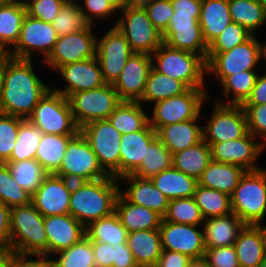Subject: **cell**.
Here are the masks:
<instances>
[{"label": "cell", "mask_w": 266, "mask_h": 267, "mask_svg": "<svg viewBox=\"0 0 266 267\" xmlns=\"http://www.w3.org/2000/svg\"><path fill=\"white\" fill-rule=\"evenodd\" d=\"M230 199L232 213L246 225H263L266 216V169L246 171Z\"/></svg>", "instance_id": "5"}, {"label": "cell", "mask_w": 266, "mask_h": 267, "mask_svg": "<svg viewBox=\"0 0 266 267\" xmlns=\"http://www.w3.org/2000/svg\"><path fill=\"white\" fill-rule=\"evenodd\" d=\"M112 267H138L127 243L114 247V263Z\"/></svg>", "instance_id": "62"}, {"label": "cell", "mask_w": 266, "mask_h": 267, "mask_svg": "<svg viewBox=\"0 0 266 267\" xmlns=\"http://www.w3.org/2000/svg\"><path fill=\"white\" fill-rule=\"evenodd\" d=\"M174 8L173 15L191 16L200 20L202 0H170Z\"/></svg>", "instance_id": "60"}, {"label": "cell", "mask_w": 266, "mask_h": 267, "mask_svg": "<svg viewBox=\"0 0 266 267\" xmlns=\"http://www.w3.org/2000/svg\"><path fill=\"white\" fill-rule=\"evenodd\" d=\"M246 115L248 132L266 147V103L242 105Z\"/></svg>", "instance_id": "53"}, {"label": "cell", "mask_w": 266, "mask_h": 267, "mask_svg": "<svg viewBox=\"0 0 266 267\" xmlns=\"http://www.w3.org/2000/svg\"><path fill=\"white\" fill-rule=\"evenodd\" d=\"M252 34L235 22H231L209 45L207 53H222L248 40Z\"/></svg>", "instance_id": "50"}, {"label": "cell", "mask_w": 266, "mask_h": 267, "mask_svg": "<svg viewBox=\"0 0 266 267\" xmlns=\"http://www.w3.org/2000/svg\"><path fill=\"white\" fill-rule=\"evenodd\" d=\"M26 13L46 23H52L69 0H23Z\"/></svg>", "instance_id": "52"}, {"label": "cell", "mask_w": 266, "mask_h": 267, "mask_svg": "<svg viewBox=\"0 0 266 267\" xmlns=\"http://www.w3.org/2000/svg\"><path fill=\"white\" fill-rule=\"evenodd\" d=\"M58 37L57 31L51 23L26 14L19 39L11 49V56L32 60L33 53L38 52L40 55L42 54L44 62L52 52Z\"/></svg>", "instance_id": "14"}, {"label": "cell", "mask_w": 266, "mask_h": 267, "mask_svg": "<svg viewBox=\"0 0 266 267\" xmlns=\"http://www.w3.org/2000/svg\"><path fill=\"white\" fill-rule=\"evenodd\" d=\"M11 57V49L0 39V63H3Z\"/></svg>", "instance_id": "64"}, {"label": "cell", "mask_w": 266, "mask_h": 267, "mask_svg": "<svg viewBox=\"0 0 266 267\" xmlns=\"http://www.w3.org/2000/svg\"><path fill=\"white\" fill-rule=\"evenodd\" d=\"M205 248L234 245L239 232L246 225L234 213L204 219L202 224Z\"/></svg>", "instance_id": "27"}, {"label": "cell", "mask_w": 266, "mask_h": 267, "mask_svg": "<svg viewBox=\"0 0 266 267\" xmlns=\"http://www.w3.org/2000/svg\"><path fill=\"white\" fill-rule=\"evenodd\" d=\"M147 11L149 19L154 26L161 32L165 33L168 28L170 19L174 14V8L170 0H152L143 5Z\"/></svg>", "instance_id": "54"}, {"label": "cell", "mask_w": 266, "mask_h": 267, "mask_svg": "<svg viewBox=\"0 0 266 267\" xmlns=\"http://www.w3.org/2000/svg\"><path fill=\"white\" fill-rule=\"evenodd\" d=\"M93 25L73 34L59 36L55 46L44 61L55 72L62 66L96 57L97 38L93 34Z\"/></svg>", "instance_id": "15"}, {"label": "cell", "mask_w": 266, "mask_h": 267, "mask_svg": "<svg viewBox=\"0 0 266 267\" xmlns=\"http://www.w3.org/2000/svg\"><path fill=\"white\" fill-rule=\"evenodd\" d=\"M72 184L56 174H48L31 196V203L43 217L69 214Z\"/></svg>", "instance_id": "18"}, {"label": "cell", "mask_w": 266, "mask_h": 267, "mask_svg": "<svg viewBox=\"0 0 266 267\" xmlns=\"http://www.w3.org/2000/svg\"><path fill=\"white\" fill-rule=\"evenodd\" d=\"M47 256L67 249L86 236L85 227L70 214L44 217Z\"/></svg>", "instance_id": "23"}, {"label": "cell", "mask_w": 266, "mask_h": 267, "mask_svg": "<svg viewBox=\"0 0 266 267\" xmlns=\"http://www.w3.org/2000/svg\"><path fill=\"white\" fill-rule=\"evenodd\" d=\"M2 1H15V0H0V2H2Z\"/></svg>", "instance_id": "73"}, {"label": "cell", "mask_w": 266, "mask_h": 267, "mask_svg": "<svg viewBox=\"0 0 266 267\" xmlns=\"http://www.w3.org/2000/svg\"><path fill=\"white\" fill-rule=\"evenodd\" d=\"M257 70L242 71L227 76L220 84L224 100L216 102L227 105H243L249 98L259 76ZM233 94V95H231ZM229 97V98H228Z\"/></svg>", "instance_id": "39"}, {"label": "cell", "mask_w": 266, "mask_h": 267, "mask_svg": "<svg viewBox=\"0 0 266 267\" xmlns=\"http://www.w3.org/2000/svg\"><path fill=\"white\" fill-rule=\"evenodd\" d=\"M261 42L256 35L222 53H207L206 76L213 75L220 83L229 75L248 70H257L261 62Z\"/></svg>", "instance_id": "9"}, {"label": "cell", "mask_w": 266, "mask_h": 267, "mask_svg": "<svg viewBox=\"0 0 266 267\" xmlns=\"http://www.w3.org/2000/svg\"><path fill=\"white\" fill-rule=\"evenodd\" d=\"M120 183L112 176L92 181L73 182L69 214L84 227L115 212Z\"/></svg>", "instance_id": "2"}, {"label": "cell", "mask_w": 266, "mask_h": 267, "mask_svg": "<svg viewBox=\"0 0 266 267\" xmlns=\"http://www.w3.org/2000/svg\"><path fill=\"white\" fill-rule=\"evenodd\" d=\"M211 161V148L204 140L173 154V166L196 180L200 178Z\"/></svg>", "instance_id": "37"}, {"label": "cell", "mask_w": 266, "mask_h": 267, "mask_svg": "<svg viewBox=\"0 0 266 267\" xmlns=\"http://www.w3.org/2000/svg\"><path fill=\"white\" fill-rule=\"evenodd\" d=\"M80 132L96 154L102 169L109 176L119 179L122 134L108 119L89 122L80 128Z\"/></svg>", "instance_id": "12"}, {"label": "cell", "mask_w": 266, "mask_h": 267, "mask_svg": "<svg viewBox=\"0 0 266 267\" xmlns=\"http://www.w3.org/2000/svg\"><path fill=\"white\" fill-rule=\"evenodd\" d=\"M263 6L264 8L266 9V0H258Z\"/></svg>", "instance_id": "72"}, {"label": "cell", "mask_w": 266, "mask_h": 267, "mask_svg": "<svg viewBox=\"0 0 266 267\" xmlns=\"http://www.w3.org/2000/svg\"><path fill=\"white\" fill-rule=\"evenodd\" d=\"M148 1L152 0H127V6H143Z\"/></svg>", "instance_id": "68"}, {"label": "cell", "mask_w": 266, "mask_h": 267, "mask_svg": "<svg viewBox=\"0 0 266 267\" xmlns=\"http://www.w3.org/2000/svg\"><path fill=\"white\" fill-rule=\"evenodd\" d=\"M41 137L42 132L28 119H24L19 126L13 152L6 162L35 159Z\"/></svg>", "instance_id": "45"}, {"label": "cell", "mask_w": 266, "mask_h": 267, "mask_svg": "<svg viewBox=\"0 0 266 267\" xmlns=\"http://www.w3.org/2000/svg\"><path fill=\"white\" fill-rule=\"evenodd\" d=\"M32 61L11 57L2 63L0 113L27 119L52 88L35 74Z\"/></svg>", "instance_id": "1"}, {"label": "cell", "mask_w": 266, "mask_h": 267, "mask_svg": "<svg viewBox=\"0 0 266 267\" xmlns=\"http://www.w3.org/2000/svg\"><path fill=\"white\" fill-rule=\"evenodd\" d=\"M126 186V190L119 192L129 201L136 205L144 206L164 217L168 210L169 199L158 190L151 179L139 178L133 174L122 176L118 179Z\"/></svg>", "instance_id": "24"}, {"label": "cell", "mask_w": 266, "mask_h": 267, "mask_svg": "<svg viewBox=\"0 0 266 267\" xmlns=\"http://www.w3.org/2000/svg\"><path fill=\"white\" fill-rule=\"evenodd\" d=\"M80 4L81 12L89 25H96V19H108L111 15L116 14L118 10L110 3L109 0H83ZM82 4V5H81ZM95 19V20H94ZM95 22V23H94Z\"/></svg>", "instance_id": "55"}, {"label": "cell", "mask_w": 266, "mask_h": 267, "mask_svg": "<svg viewBox=\"0 0 266 267\" xmlns=\"http://www.w3.org/2000/svg\"><path fill=\"white\" fill-rule=\"evenodd\" d=\"M119 11L122 16L112 26L124 35L134 53L151 55L163 43V34L149 19L147 11L143 6H126Z\"/></svg>", "instance_id": "7"}, {"label": "cell", "mask_w": 266, "mask_h": 267, "mask_svg": "<svg viewBox=\"0 0 266 267\" xmlns=\"http://www.w3.org/2000/svg\"><path fill=\"white\" fill-rule=\"evenodd\" d=\"M157 132L148 124L143 130L123 134L120 142L119 178L132 174L147 154Z\"/></svg>", "instance_id": "25"}, {"label": "cell", "mask_w": 266, "mask_h": 267, "mask_svg": "<svg viewBox=\"0 0 266 267\" xmlns=\"http://www.w3.org/2000/svg\"><path fill=\"white\" fill-rule=\"evenodd\" d=\"M24 118L0 113V162L11 156L17 140L19 126Z\"/></svg>", "instance_id": "51"}, {"label": "cell", "mask_w": 266, "mask_h": 267, "mask_svg": "<svg viewBox=\"0 0 266 267\" xmlns=\"http://www.w3.org/2000/svg\"><path fill=\"white\" fill-rule=\"evenodd\" d=\"M67 99L79 128L95 120L107 119L122 101L113 84L76 92Z\"/></svg>", "instance_id": "11"}, {"label": "cell", "mask_w": 266, "mask_h": 267, "mask_svg": "<svg viewBox=\"0 0 266 267\" xmlns=\"http://www.w3.org/2000/svg\"><path fill=\"white\" fill-rule=\"evenodd\" d=\"M10 253L4 248L0 247V267H6V262Z\"/></svg>", "instance_id": "66"}, {"label": "cell", "mask_w": 266, "mask_h": 267, "mask_svg": "<svg viewBox=\"0 0 266 267\" xmlns=\"http://www.w3.org/2000/svg\"><path fill=\"white\" fill-rule=\"evenodd\" d=\"M109 1L118 11L127 6V0H109Z\"/></svg>", "instance_id": "67"}, {"label": "cell", "mask_w": 266, "mask_h": 267, "mask_svg": "<svg viewBox=\"0 0 266 267\" xmlns=\"http://www.w3.org/2000/svg\"><path fill=\"white\" fill-rule=\"evenodd\" d=\"M2 84V63H0V89Z\"/></svg>", "instance_id": "71"}, {"label": "cell", "mask_w": 266, "mask_h": 267, "mask_svg": "<svg viewBox=\"0 0 266 267\" xmlns=\"http://www.w3.org/2000/svg\"><path fill=\"white\" fill-rule=\"evenodd\" d=\"M193 197L204 219L232 213L230 195L224 192L197 184Z\"/></svg>", "instance_id": "43"}, {"label": "cell", "mask_w": 266, "mask_h": 267, "mask_svg": "<svg viewBox=\"0 0 266 267\" xmlns=\"http://www.w3.org/2000/svg\"><path fill=\"white\" fill-rule=\"evenodd\" d=\"M126 243L138 267H155L163 251L159 229L130 232Z\"/></svg>", "instance_id": "30"}, {"label": "cell", "mask_w": 266, "mask_h": 267, "mask_svg": "<svg viewBox=\"0 0 266 267\" xmlns=\"http://www.w3.org/2000/svg\"><path fill=\"white\" fill-rule=\"evenodd\" d=\"M246 171L238 165L212 160L197 181L198 185L231 195Z\"/></svg>", "instance_id": "31"}, {"label": "cell", "mask_w": 266, "mask_h": 267, "mask_svg": "<svg viewBox=\"0 0 266 267\" xmlns=\"http://www.w3.org/2000/svg\"><path fill=\"white\" fill-rule=\"evenodd\" d=\"M189 88L180 80L166 76L157 72L151 67L146 81L145 91L139 102L156 103L186 92Z\"/></svg>", "instance_id": "35"}, {"label": "cell", "mask_w": 266, "mask_h": 267, "mask_svg": "<svg viewBox=\"0 0 266 267\" xmlns=\"http://www.w3.org/2000/svg\"><path fill=\"white\" fill-rule=\"evenodd\" d=\"M85 233L91 241L108 243L114 247L126 243L128 237L127 229L121 224L115 212L91 222L85 227Z\"/></svg>", "instance_id": "41"}, {"label": "cell", "mask_w": 266, "mask_h": 267, "mask_svg": "<svg viewBox=\"0 0 266 267\" xmlns=\"http://www.w3.org/2000/svg\"><path fill=\"white\" fill-rule=\"evenodd\" d=\"M163 219L172 223L192 226H199L200 224L202 226L204 222L194 197L170 200L167 213Z\"/></svg>", "instance_id": "47"}, {"label": "cell", "mask_w": 266, "mask_h": 267, "mask_svg": "<svg viewBox=\"0 0 266 267\" xmlns=\"http://www.w3.org/2000/svg\"><path fill=\"white\" fill-rule=\"evenodd\" d=\"M260 267H266V252H265L264 258L262 259Z\"/></svg>", "instance_id": "70"}, {"label": "cell", "mask_w": 266, "mask_h": 267, "mask_svg": "<svg viewBox=\"0 0 266 267\" xmlns=\"http://www.w3.org/2000/svg\"><path fill=\"white\" fill-rule=\"evenodd\" d=\"M266 103V73L259 74L249 98L243 105H260Z\"/></svg>", "instance_id": "63"}, {"label": "cell", "mask_w": 266, "mask_h": 267, "mask_svg": "<svg viewBox=\"0 0 266 267\" xmlns=\"http://www.w3.org/2000/svg\"><path fill=\"white\" fill-rule=\"evenodd\" d=\"M55 174L71 182L92 181L109 176L80 131L69 140L61 166Z\"/></svg>", "instance_id": "10"}, {"label": "cell", "mask_w": 266, "mask_h": 267, "mask_svg": "<svg viewBox=\"0 0 266 267\" xmlns=\"http://www.w3.org/2000/svg\"><path fill=\"white\" fill-rule=\"evenodd\" d=\"M11 208L0 202V247L11 253Z\"/></svg>", "instance_id": "59"}, {"label": "cell", "mask_w": 266, "mask_h": 267, "mask_svg": "<svg viewBox=\"0 0 266 267\" xmlns=\"http://www.w3.org/2000/svg\"><path fill=\"white\" fill-rule=\"evenodd\" d=\"M26 14L23 0L0 2V39L8 48L17 43Z\"/></svg>", "instance_id": "36"}, {"label": "cell", "mask_w": 266, "mask_h": 267, "mask_svg": "<svg viewBox=\"0 0 266 267\" xmlns=\"http://www.w3.org/2000/svg\"><path fill=\"white\" fill-rule=\"evenodd\" d=\"M129 42L114 26L97 38L96 58L107 84H114L120 77L127 60L133 54Z\"/></svg>", "instance_id": "16"}, {"label": "cell", "mask_w": 266, "mask_h": 267, "mask_svg": "<svg viewBox=\"0 0 266 267\" xmlns=\"http://www.w3.org/2000/svg\"><path fill=\"white\" fill-rule=\"evenodd\" d=\"M151 181L169 200L193 197L198 184L195 178L177 170L174 166L156 174Z\"/></svg>", "instance_id": "33"}, {"label": "cell", "mask_w": 266, "mask_h": 267, "mask_svg": "<svg viewBox=\"0 0 266 267\" xmlns=\"http://www.w3.org/2000/svg\"><path fill=\"white\" fill-rule=\"evenodd\" d=\"M162 219L159 231L163 250L180 252L190 258H202L206 250L203 229Z\"/></svg>", "instance_id": "21"}, {"label": "cell", "mask_w": 266, "mask_h": 267, "mask_svg": "<svg viewBox=\"0 0 266 267\" xmlns=\"http://www.w3.org/2000/svg\"><path fill=\"white\" fill-rule=\"evenodd\" d=\"M52 26L58 36H65L84 30L89 24L86 22L76 0H69L52 21Z\"/></svg>", "instance_id": "48"}, {"label": "cell", "mask_w": 266, "mask_h": 267, "mask_svg": "<svg viewBox=\"0 0 266 267\" xmlns=\"http://www.w3.org/2000/svg\"><path fill=\"white\" fill-rule=\"evenodd\" d=\"M233 246L240 267H260L266 252L264 225H245Z\"/></svg>", "instance_id": "26"}, {"label": "cell", "mask_w": 266, "mask_h": 267, "mask_svg": "<svg viewBox=\"0 0 266 267\" xmlns=\"http://www.w3.org/2000/svg\"><path fill=\"white\" fill-rule=\"evenodd\" d=\"M148 116L139 101H121L107 119L123 135L143 130L149 124Z\"/></svg>", "instance_id": "34"}, {"label": "cell", "mask_w": 266, "mask_h": 267, "mask_svg": "<svg viewBox=\"0 0 266 267\" xmlns=\"http://www.w3.org/2000/svg\"><path fill=\"white\" fill-rule=\"evenodd\" d=\"M231 22L228 0H202L199 24L207 45Z\"/></svg>", "instance_id": "32"}, {"label": "cell", "mask_w": 266, "mask_h": 267, "mask_svg": "<svg viewBox=\"0 0 266 267\" xmlns=\"http://www.w3.org/2000/svg\"><path fill=\"white\" fill-rule=\"evenodd\" d=\"M75 135L42 134L35 160L48 174H55L62 163L67 144Z\"/></svg>", "instance_id": "38"}, {"label": "cell", "mask_w": 266, "mask_h": 267, "mask_svg": "<svg viewBox=\"0 0 266 267\" xmlns=\"http://www.w3.org/2000/svg\"><path fill=\"white\" fill-rule=\"evenodd\" d=\"M191 259L180 252L163 250L155 267H187Z\"/></svg>", "instance_id": "61"}, {"label": "cell", "mask_w": 266, "mask_h": 267, "mask_svg": "<svg viewBox=\"0 0 266 267\" xmlns=\"http://www.w3.org/2000/svg\"><path fill=\"white\" fill-rule=\"evenodd\" d=\"M151 59L157 72L182 81L188 88L206 87V61L200 55L171 48L163 42Z\"/></svg>", "instance_id": "4"}, {"label": "cell", "mask_w": 266, "mask_h": 267, "mask_svg": "<svg viewBox=\"0 0 266 267\" xmlns=\"http://www.w3.org/2000/svg\"><path fill=\"white\" fill-rule=\"evenodd\" d=\"M260 55H261V61L263 59V61L266 64V42H265V44L264 43L263 44L261 43V54Z\"/></svg>", "instance_id": "69"}, {"label": "cell", "mask_w": 266, "mask_h": 267, "mask_svg": "<svg viewBox=\"0 0 266 267\" xmlns=\"http://www.w3.org/2000/svg\"><path fill=\"white\" fill-rule=\"evenodd\" d=\"M187 267H209L206 260L202 258H192L188 264Z\"/></svg>", "instance_id": "65"}, {"label": "cell", "mask_w": 266, "mask_h": 267, "mask_svg": "<svg viewBox=\"0 0 266 267\" xmlns=\"http://www.w3.org/2000/svg\"><path fill=\"white\" fill-rule=\"evenodd\" d=\"M0 202L9 208L31 203V195L19 186L6 163L0 162Z\"/></svg>", "instance_id": "49"}, {"label": "cell", "mask_w": 266, "mask_h": 267, "mask_svg": "<svg viewBox=\"0 0 266 267\" xmlns=\"http://www.w3.org/2000/svg\"><path fill=\"white\" fill-rule=\"evenodd\" d=\"M151 67V55L133 53L129 57L120 77L113 84L122 101H139L142 98Z\"/></svg>", "instance_id": "22"}, {"label": "cell", "mask_w": 266, "mask_h": 267, "mask_svg": "<svg viewBox=\"0 0 266 267\" xmlns=\"http://www.w3.org/2000/svg\"><path fill=\"white\" fill-rule=\"evenodd\" d=\"M54 256H58L51 257L54 267H95L92 242L87 236Z\"/></svg>", "instance_id": "46"}, {"label": "cell", "mask_w": 266, "mask_h": 267, "mask_svg": "<svg viewBox=\"0 0 266 267\" xmlns=\"http://www.w3.org/2000/svg\"><path fill=\"white\" fill-rule=\"evenodd\" d=\"M115 213L128 233L159 229L163 219L157 212L129 202L120 192L115 202Z\"/></svg>", "instance_id": "29"}, {"label": "cell", "mask_w": 266, "mask_h": 267, "mask_svg": "<svg viewBox=\"0 0 266 267\" xmlns=\"http://www.w3.org/2000/svg\"><path fill=\"white\" fill-rule=\"evenodd\" d=\"M30 257H35L34 260ZM30 258V259H29ZM6 267H54L51 257L45 255H21L10 253Z\"/></svg>", "instance_id": "57"}, {"label": "cell", "mask_w": 266, "mask_h": 267, "mask_svg": "<svg viewBox=\"0 0 266 267\" xmlns=\"http://www.w3.org/2000/svg\"><path fill=\"white\" fill-rule=\"evenodd\" d=\"M228 4L232 22L252 35L266 23V9L258 0H228Z\"/></svg>", "instance_id": "40"}, {"label": "cell", "mask_w": 266, "mask_h": 267, "mask_svg": "<svg viewBox=\"0 0 266 267\" xmlns=\"http://www.w3.org/2000/svg\"><path fill=\"white\" fill-rule=\"evenodd\" d=\"M210 119L203 127V140L214 143L236 140L248 133L246 115L242 105L214 103Z\"/></svg>", "instance_id": "13"}, {"label": "cell", "mask_w": 266, "mask_h": 267, "mask_svg": "<svg viewBox=\"0 0 266 267\" xmlns=\"http://www.w3.org/2000/svg\"><path fill=\"white\" fill-rule=\"evenodd\" d=\"M57 72L66 83L65 87L52 89L68 98L71 94L102 87L107 84L96 57L60 67Z\"/></svg>", "instance_id": "20"}, {"label": "cell", "mask_w": 266, "mask_h": 267, "mask_svg": "<svg viewBox=\"0 0 266 267\" xmlns=\"http://www.w3.org/2000/svg\"><path fill=\"white\" fill-rule=\"evenodd\" d=\"M91 242L95 267H112L114 263V246L103 242Z\"/></svg>", "instance_id": "58"}, {"label": "cell", "mask_w": 266, "mask_h": 267, "mask_svg": "<svg viewBox=\"0 0 266 267\" xmlns=\"http://www.w3.org/2000/svg\"><path fill=\"white\" fill-rule=\"evenodd\" d=\"M27 119L42 134L76 135L80 131L68 99L52 88L42 97Z\"/></svg>", "instance_id": "6"}, {"label": "cell", "mask_w": 266, "mask_h": 267, "mask_svg": "<svg viewBox=\"0 0 266 267\" xmlns=\"http://www.w3.org/2000/svg\"><path fill=\"white\" fill-rule=\"evenodd\" d=\"M157 138L172 154L197 145L203 140V126L198 119L178 122L160 127Z\"/></svg>", "instance_id": "28"}, {"label": "cell", "mask_w": 266, "mask_h": 267, "mask_svg": "<svg viewBox=\"0 0 266 267\" xmlns=\"http://www.w3.org/2000/svg\"><path fill=\"white\" fill-rule=\"evenodd\" d=\"M163 42L169 47L200 55L206 61V44L199 21L191 16L173 15L163 34Z\"/></svg>", "instance_id": "19"}, {"label": "cell", "mask_w": 266, "mask_h": 267, "mask_svg": "<svg viewBox=\"0 0 266 267\" xmlns=\"http://www.w3.org/2000/svg\"><path fill=\"white\" fill-rule=\"evenodd\" d=\"M249 132L242 138L214 143L210 146L212 160L220 163L234 164L247 171L261 169L257 159L266 147Z\"/></svg>", "instance_id": "17"}, {"label": "cell", "mask_w": 266, "mask_h": 267, "mask_svg": "<svg viewBox=\"0 0 266 267\" xmlns=\"http://www.w3.org/2000/svg\"><path fill=\"white\" fill-rule=\"evenodd\" d=\"M173 166V154L171 151L156 138L148 147L147 154L141 165L132 173L133 175L151 179L165 169Z\"/></svg>", "instance_id": "42"}, {"label": "cell", "mask_w": 266, "mask_h": 267, "mask_svg": "<svg viewBox=\"0 0 266 267\" xmlns=\"http://www.w3.org/2000/svg\"><path fill=\"white\" fill-rule=\"evenodd\" d=\"M209 99L205 88H189L181 95L174 96L154 104L149 117V125L157 131L160 127L199 119L202 108Z\"/></svg>", "instance_id": "8"}, {"label": "cell", "mask_w": 266, "mask_h": 267, "mask_svg": "<svg viewBox=\"0 0 266 267\" xmlns=\"http://www.w3.org/2000/svg\"><path fill=\"white\" fill-rule=\"evenodd\" d=\"M203 258L209 267H240L233 245L206 249Z\"/></svg>", "instance_id": "56"}, {"label": "cell", "mask_w": 266, "mask_h": 267, "mask_svg": "<svg viewBox=\"0 0 266 267\" xmlns=\"http://www.w3.org/2000/svg\"><path fill=\"white\" fill-rule=\"evenodd\" d=\"M5 163L10 168L15 182L31 196L37 191L48 175L43 166L35 159Z\"/></svg>", "instance_id": "44"}, {"label": "cell", "mask_w": 266, "mask_h": 267, "mask_svg": "<svg viewBox=\"0 0 266 267\" xmlns=\"http://www.w3.org/2000/svg\"><path fill=\"white\" fill-rule=\"evenodd\" d=\"M11 253L47 256L44 217L32 203L11 208Z\"/></svg>", "instance_id": "3"}]
</instances>
